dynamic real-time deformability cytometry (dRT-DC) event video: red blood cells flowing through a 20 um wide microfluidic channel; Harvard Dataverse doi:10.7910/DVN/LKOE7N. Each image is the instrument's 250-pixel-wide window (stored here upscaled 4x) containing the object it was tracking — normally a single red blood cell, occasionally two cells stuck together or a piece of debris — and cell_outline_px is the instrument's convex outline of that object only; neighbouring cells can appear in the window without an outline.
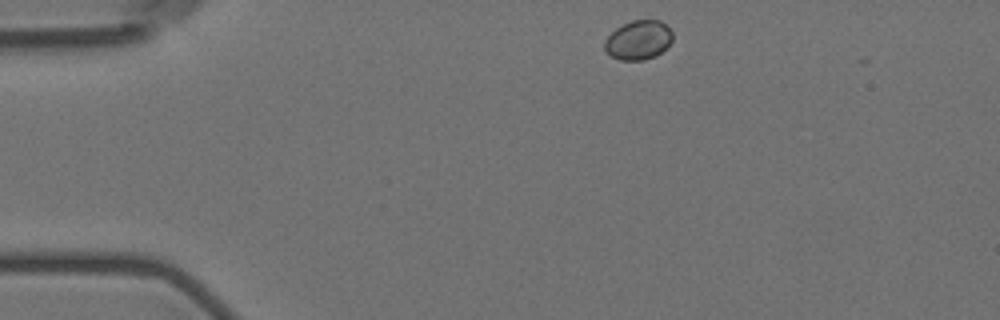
{"species": "Egyptian fruit bat (a non-hibernating species)", "species_latin": "Rousettus aegyptiacus", "temperature_condition": "room temperature", "stored_images_in_passage": 4, "camera_frame_rate_fps": 3000, "um_per_image_px": 0.085, "animal": {"sex": "female"}, "frame": {"image": 1, "passage_image": 1, "time_ms": 0.0, "image_size_px": [1000, 320], "cell_outline_px": [[672, 40], [656, 56], [644, 60], [620, 60], [612, 56], [604, 48], [604, 40], [616, 28], [632, 20], [660, 20], [672, 32]], "centroid_in_image_um": [54.25, 3.4], "position_along_channel_um": 30.8, "area_um2": 15.32}}
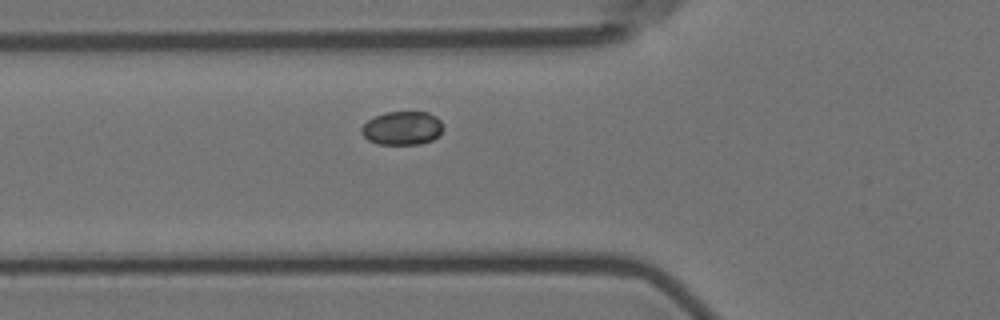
{"frame": {"image": 2, "passage_image": 4, "time_ms": 3.333, "image_size_px": [1000, 320], "cell_outline_px": [[444, 128], [440, 136], [432, 140], [420, 144], [376, 144], [368, 140], [360, 132], [360, 128], [372, 116], [384, 112], [428, 112], [436, 116], [444, 124]], "centroid_in_image_um": [34.2, 10.89], "position_along_channel_um": 91.6, "area_um2": 16.36}}